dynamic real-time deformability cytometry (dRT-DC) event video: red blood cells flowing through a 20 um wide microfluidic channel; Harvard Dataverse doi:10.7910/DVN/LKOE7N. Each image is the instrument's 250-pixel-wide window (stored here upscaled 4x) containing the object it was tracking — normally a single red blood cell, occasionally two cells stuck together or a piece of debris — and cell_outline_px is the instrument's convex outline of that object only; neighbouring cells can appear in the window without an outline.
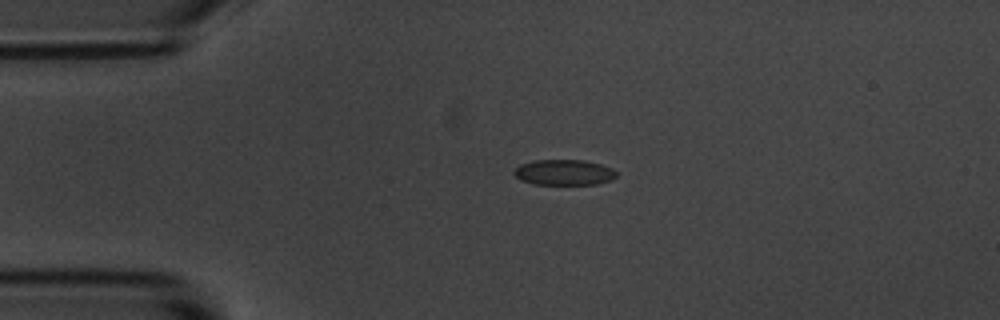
{"species": "common noctule bat (a hibernating species)", "species_latin": "Nyctalus noctula", "temperature_condition": "room temperature", "stored_images_in_passage": 37, "camera_frame_rate_fps": 3000, "um_per_image_px": 0.085, "animal": {"sex": "male", "body_mass_g": 20.1, "forearm_length_mm": 53.5}, "frame": {"image": 1, "passage_image": 1, "time_ms": 0.0, "image_size_px": [1000, 320], "cell_outline_px": [[616, 176], [612, 180], [596, 184], [532, 184], [520, 180], [512, 172], [520, 164], [532, 160], [584, 160], [600, 164], [612, 168], [616, 172]], "centroid_in_image_um": [47.92, 14.65], "position_along_channel_um": 37.1, "area_um2": 15.32}}
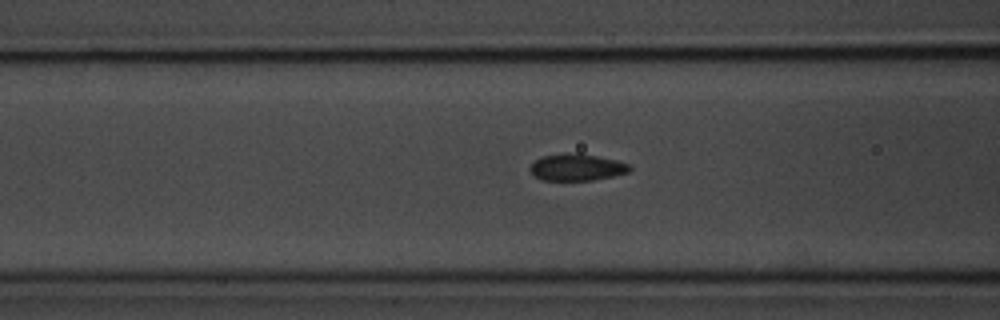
{"frame": {"image": 2, "passage_image": 10, "time_ms": 3.0, "image_size_px": [1000, 320], "cell_outline_px": [[632, 168], [628, 172], [612, 176], [592, 180], [544, 180], [536, 176], [528, 168], [536, 160], [544, 156], [576, 152], [580, 152], [616, 160], [628, 164]], "centroid_in_image_um": [49.05, 14.21], "position_along_channel_um": 117.6, "area_um2": 15.37}}
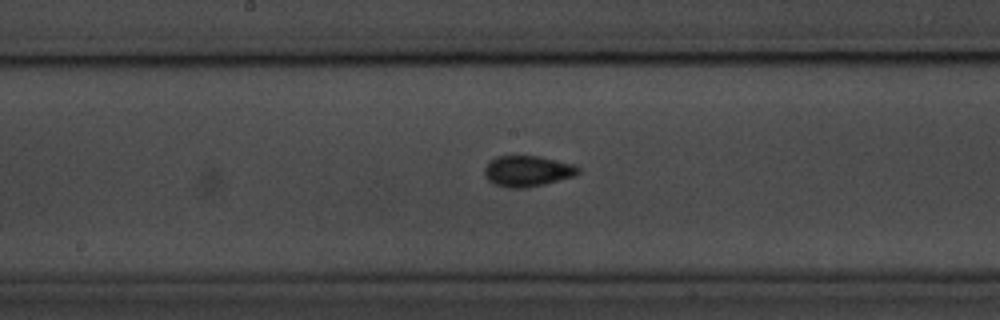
{"frame": {"image": 3, "passage_image": 17, "time_ms": 5.333, "image_size_px": [1000, 320], "cell_outline_px": [[580, 172], [572, 176], [544, 184], [528, 188], [508, 188], [492, 184], [484, 176], [484, 168], [496, 156], [540, 156], [572, 164], [580, 168]], "centroid_in_image_um": [44.79, 14.55], "position_along_channel_um": 203.4, "area_um2": 16.82}, "authors_computed_cell_mechanics": {"area_um2": 15.5482, "velocity_mm_per_s": 3.6644, "shape_relaxation_time_tau1_ms": null, "shape_relaxation_time_tau2_ms": 0.9936, "deformation_change_tau1": null, "deformation_change_tau2": 0.0427}}